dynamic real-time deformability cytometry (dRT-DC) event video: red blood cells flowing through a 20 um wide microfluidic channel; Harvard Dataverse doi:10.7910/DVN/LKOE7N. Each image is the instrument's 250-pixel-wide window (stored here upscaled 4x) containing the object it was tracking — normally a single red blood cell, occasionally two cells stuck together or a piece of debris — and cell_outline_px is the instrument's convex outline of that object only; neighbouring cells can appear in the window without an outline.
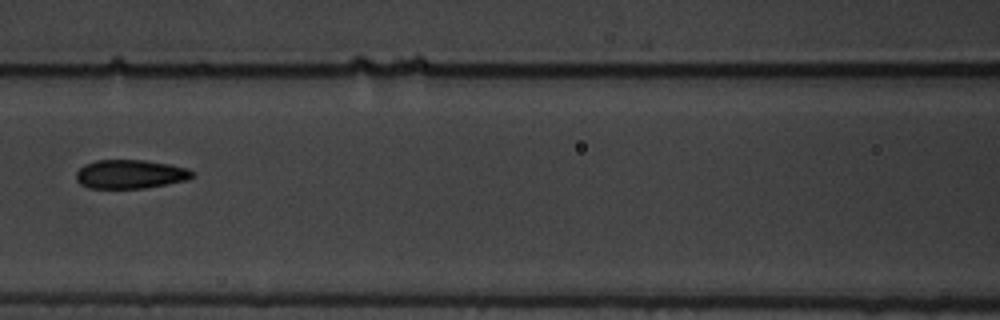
{"species": "common noctule bat (a hibernating species)", "species_latin": "Nyctalus noctula", "temperature_condition": "warm", "stored_images_in_passage": 9, "camera_frame_rate_fps": 3000, "um_per_image_px": 0.085, "animal": {"sex": "male", "body_mass_g": 19.5, "forearm_length_mm": 54.6}, "frame": {"image": 1, "passage_image": 7, "time_ms": 2.0, "image_size_px": [1000, 320], "cell_outline_px": [[196, 176], [188, 180], [168, 184], [144, 188], [88, 188], [80, 184], [76, 180], [76, 172], [84, 164], [96, 160], [144, 160], [168, 164], [188, 168], [196, 172]], "centroid_in_image_um": [11.11, 14.8], "position_along_channel_um": 155.5, "area_um2": 19.77}}
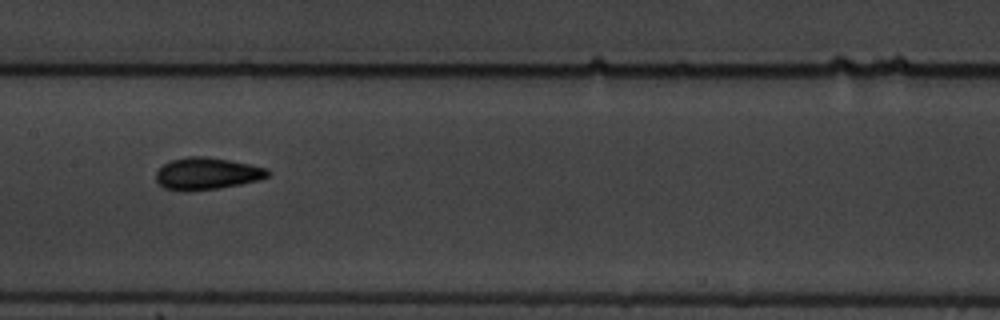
{"frame": {"image": 2, "passage_image": 8, "time_ms": 2.333, "image_size_px": [1000, 320], "cell_outline_px": [[272, 172], [268, 176], [256, 180], [240, 184], [220, 188], [188, 192], [164, 188], [156, 180], [156, 172], [164, 164], [172, 160], [188, 156], [208, 156], [268, 168]], "centroid_in_image_um": [17.58, 14.76], "position_along_channel_um": 189.8, "area_um2": 20.87}}
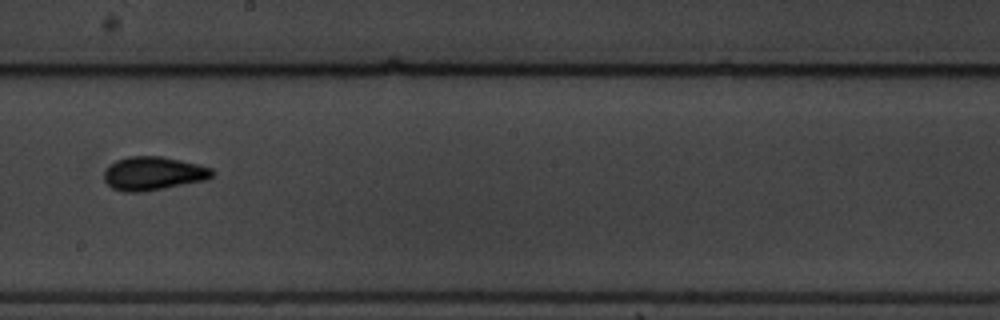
{"frame": {"image": 3, "passage_image": 9, "time_ms": 2.667, "image_size_px": [1000, 320], "cell_outline_px": [[212, 176], [204, 180], [144, 192], [124, 192], [112, 188], [104, 180], [104, 172], [116, 160], [128, 156], [160, 156], [200, 164], [212, 168]], "centroid_in_image_um": [13.01, 14.74], "position_along_channel_um": 235.2, "area_um2": 20.98}}